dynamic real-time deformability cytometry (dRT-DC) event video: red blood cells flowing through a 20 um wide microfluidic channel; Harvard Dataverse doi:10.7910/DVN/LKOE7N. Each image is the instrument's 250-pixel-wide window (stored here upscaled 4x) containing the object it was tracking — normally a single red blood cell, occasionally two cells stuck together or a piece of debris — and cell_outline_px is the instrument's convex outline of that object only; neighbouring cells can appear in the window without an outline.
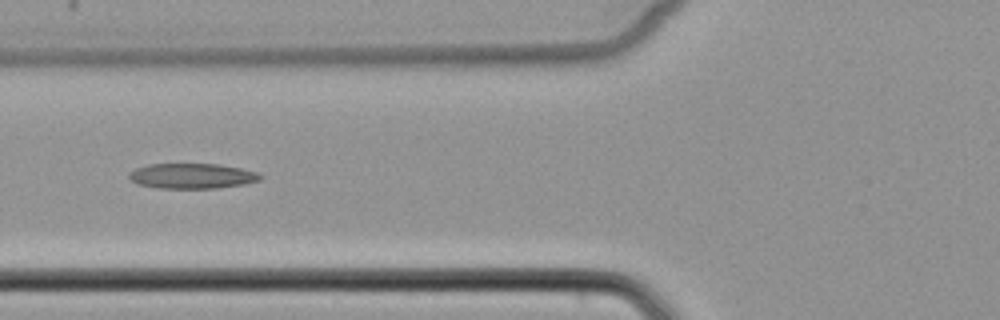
{"species": "common noctule bat (a hibernating species)", "species_latin": "Nyctalus noctula", "temperature_condition": "cold", "stored_images_in_passage": 3, "camera_frame_rate_fps": 3000, "um_per_image_px": 0.085, "animal": {"sex": "female", "body_mass_g": 22.7, "forearm_length_mm": 54.2}, "frame": {"image": 1, "passage_image": 3, "time_ms": 2.333, "image_size_px": [1000, 320], "cell_outline_px": [[264, 176], [260, 180], [244, 184], [216, 188], [156, 188], [136, 184], [128, 176], [128, 172], [136, 168], [148, 164], [220, 164], [240, 168], [256, 172]], "centroid_in_image_um": [16.3, 14.96], "position_along_channel_um": 109.5, "area_um2": 19.36}}